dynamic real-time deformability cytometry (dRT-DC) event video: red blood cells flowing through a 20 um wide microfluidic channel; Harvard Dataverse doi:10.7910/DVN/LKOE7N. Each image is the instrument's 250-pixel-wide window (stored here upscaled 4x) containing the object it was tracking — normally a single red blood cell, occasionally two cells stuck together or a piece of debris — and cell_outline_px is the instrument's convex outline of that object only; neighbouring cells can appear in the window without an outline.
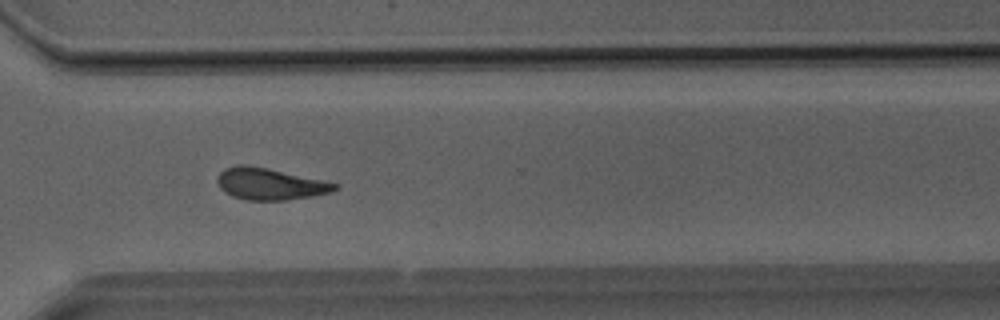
{"species": "Egyptian fruit bat (a non-hibernating species)", "species_latin": "Rousettus aegyptiacus", "temperature_condition": "room temperature", "stored_images_in_passage": 32, "camera_frame_rate_fps": 3000, "um_per_image_px": 0.085, "animal": {"sex": "male"}, "frame": {"image": 1, "passage_image": 22, "time_ms": 7.0, "image_size_px": [1000, 320], "cell_outline_px": [[340, 188], [332, 192], [312, 196], [288, 200], [248, 200], [232, 196], [224, 192], [220, 188], [216, 180], [216, 176], [224, 168], [236, 164], [248, 164], [268, 168], [340, 184]], "centroid_in_image_um": [22.92, 15.62], "position_along_channel_um": 347.7, "area_um2": 21.96}}
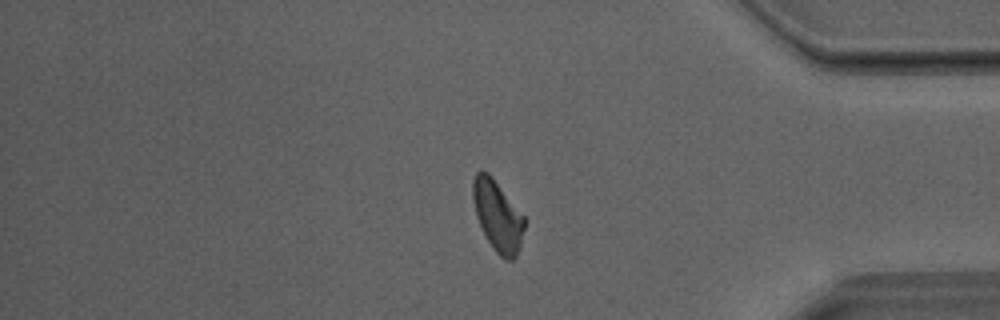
{"frame": {"image": 2, "passage_image": 26, "time_ms": 8.333, "image_size_px": [1000, 320], "cell_outline_px": [[524, 228], [520, 248], [516, 256], [512, 260], [504, 260], [492, 248], [476, 216], [472, 200], [472, 180], [476, 172], [480, 168], [488, 172], [492, 176], [524, 216]], "centroid_in_image_um": [42.28, 18.32], "position_along_channel_um": 392.9, "area_um2": 21.33}}
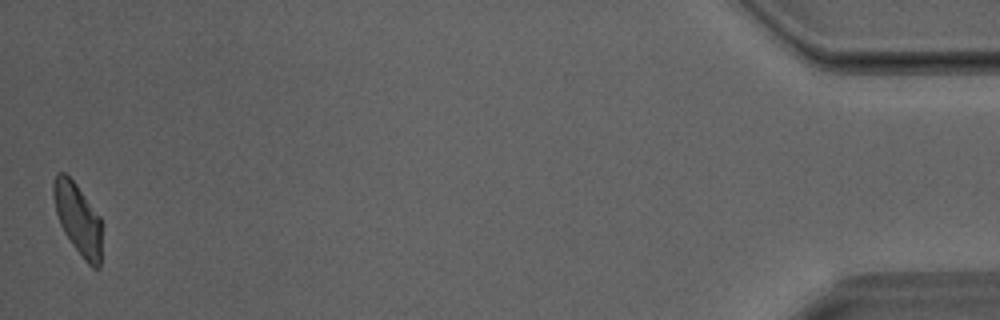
{"frame": {"image": 3, "passage_image": 32, "time_ms": 10.333, "image_size_px": [1000, 320], "cell_outline_px": [[100, 268], [92, 268], [84, 260], [72, 244], [64, 232], [60, 224], [56, 212], [52, 192], [52, 184], [56, 172], [64, 172], [76, 184], [100, 216]], "centroid_in_image_um": [6.6, 18.58], "position_along_channel_um": 428.6, "area_um2": 19.88}}